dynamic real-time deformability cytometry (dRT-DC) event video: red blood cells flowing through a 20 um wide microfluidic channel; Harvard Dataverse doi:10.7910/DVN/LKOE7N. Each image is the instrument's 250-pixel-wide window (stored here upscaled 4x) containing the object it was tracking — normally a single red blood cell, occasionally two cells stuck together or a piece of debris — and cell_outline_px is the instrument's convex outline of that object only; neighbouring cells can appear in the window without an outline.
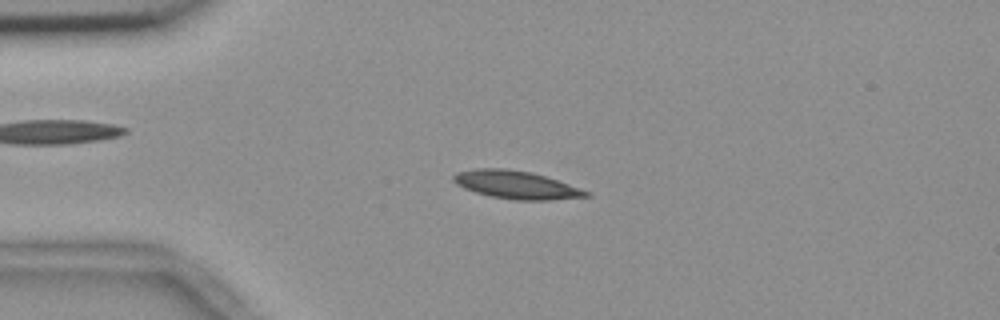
{"species": "common noctule bat (a hibernating species)", "species_latin": "Nyctalus noctula", "temperature_condition": "room temperature", "stored_images_in_passage": 56, "camera_frame_rate_fps": 3000, "um_per_image_px": 0.085, "animal": {"sex": "female", "body_mass_g": 18.4}, "frame": {"image": 1, "passage_image": 14, "time_ms": 4.333, "image_size_px": [1000, 320], "cell_outline_px": [[592, 196], [548, 200], [516, 200], [492, 196], [476, 192], [464, 188], [456, 184], [452, 180], [452, 176], [456, 172], [476, 168], [504, 168], [532, 172], [592, 192]], "centroid_in_image_um": [43.87, 15.7], "position_along_channel_um": 41.1, "area_um2": 21.56}}
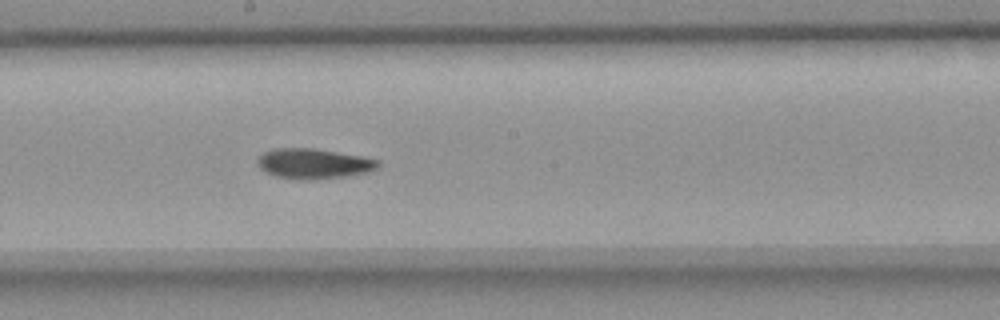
{"frame": {"image": 2, "passage_image": 31, "time_ms": 10.0, "image_size_px": [1000, 320], "cell_outline_px": [[380, 164], [376, 168], [368, 172], [352, 176], [312, 180], [296, 180], [276, 176], [260, 168], [256, 164], [256, 160], [264, 152], [272, 148], [312, 148], [360, 156], [380, 160]], "centroid_in_image_um": [26.65, 13.92], "position_along_channel_um": 221.5, "area_um2": 21.39}}
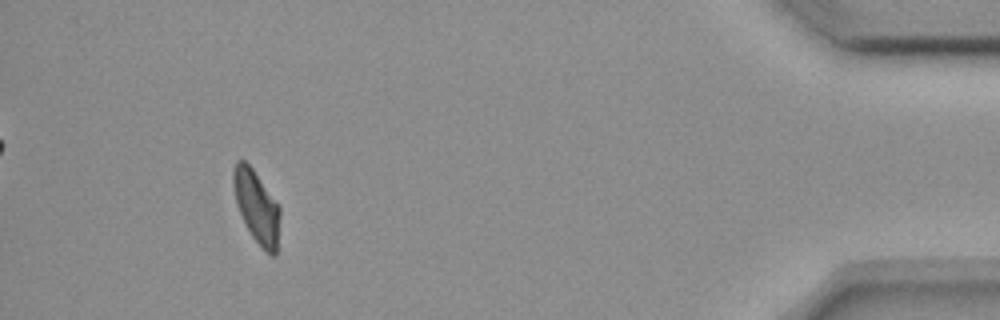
{"frame": {"image": 3, "passage_image": 52, "time_ms": 17.0, "image_size_px": [1000, 320], "cell_outline_px": [[280, 216], [276, 256], [272, 256], [252, 236], [240, 212], [236, 200], [232, 184], [232, 168], [236, 160], [244, 160], [252, 168], [280, 204]], "centroid_in_image_um": [21.82, 17.51], "position_along_channel_um": 413.4, "area_um2": 19.59}, "authors_computed_cell_mechanics": {"area_um2": 20.6057, "velocity_mm_per_s": 3.6529, "shape_relaxation_time_tau1_ms": 6.3817, "shape_relaxation_time_tau2_ms": 3.1479, "deformation_change_tau1": 0.1568, "deformation_change_tau2": 0.0822}}